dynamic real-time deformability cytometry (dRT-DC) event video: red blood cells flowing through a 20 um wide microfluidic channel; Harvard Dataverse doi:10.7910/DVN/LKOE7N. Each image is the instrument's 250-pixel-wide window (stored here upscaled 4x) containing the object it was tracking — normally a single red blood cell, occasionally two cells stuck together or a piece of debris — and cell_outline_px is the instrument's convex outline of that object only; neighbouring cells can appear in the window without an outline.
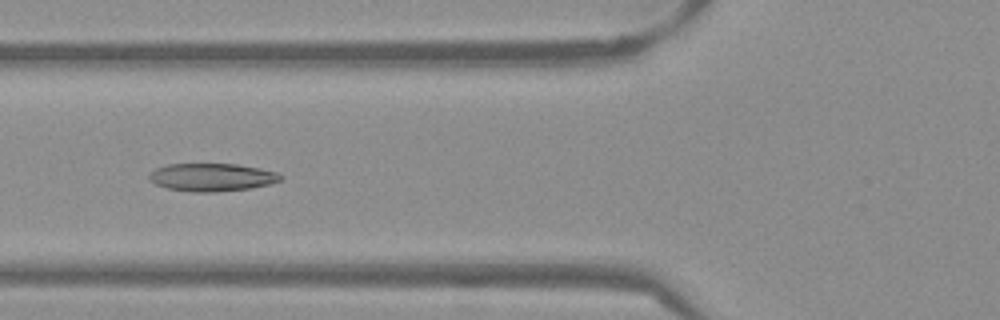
{"species": "Egyptian fruit bat (a non-hibernating species)", "species_latin": "Rousettus aegyptiacus", "temperature_condition": "warm", "stored_images_in_passage": 53, "camera_frame_rate_fps": 3000, "um_per_image_px": 0.085, "frame": {"image": 1, "passage_image": 20, "time_ms": 6.333, "image_size_px": [1000, 320], "cell_outline_px": [[284, 176], [280, 180], [268, 184], [248, 188], [216, 192], [192, 192], [168, 188], [156, 184], [148, 180], [148, 176], [156, 168], [168, 164], [236, 164], [260, 168], [276, 172]], "centroid_in_image_um": [17.99, 15.06], "position_along_channel_um": 107.8, "area_um2": 21.21}}
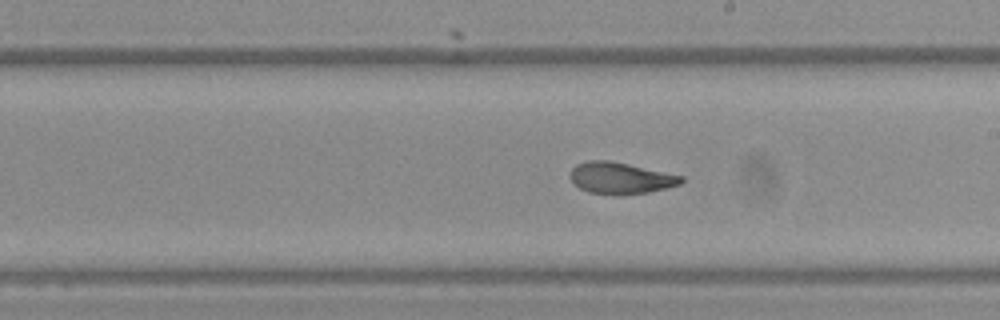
{"frame": {"image": 2, "passage_image": 30, "time_ms": 9.667, "image_size_px": [1000, 320], "cell_outline_px": [[684, 180], [680, 184], [648, 192], [588, 192], [580, 188], [568, 176], [572, 168], [576, 164], [588, 160], [608, 160], [628, 164], [684, 176]], "centroid_in_image_um": [52.73, 15.08], "position_along_channel_um": 236.3, "area_um2": 19.59}}
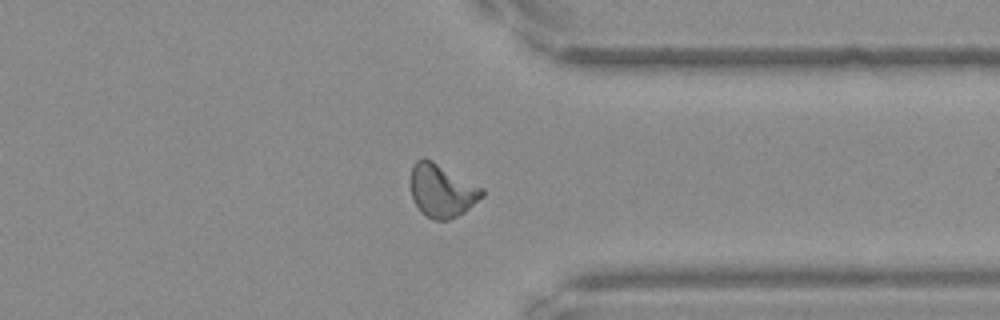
{"frame": {"image": 3, "passage_image": 41, "time_ms": 13.333, "image_size_px": [1000, 320], "cell_outline_px": [[484, 196], [464, 212], [448, 220], [432, 220], [420, 212], [412, 196], [412, 164], [416, 160], [424, 156], [432, 160], [484, 188]], "centroid_in_image_um": [37.57, 16.2], "position_along_channel_um": 373.8, "area_um2": 22.08}, "authors_computed_cell_mechanics": {"area_um2": 21.4438, "velocity_mm_per_s": 3.8374, "shape_relaxation_time_tau1_ms": 4.6595, "shape_relaxation_time_tau2_ms": 1.542, "deformation_change_tau1": 0.1611, "deformation_change_tau2": 0.0733}}